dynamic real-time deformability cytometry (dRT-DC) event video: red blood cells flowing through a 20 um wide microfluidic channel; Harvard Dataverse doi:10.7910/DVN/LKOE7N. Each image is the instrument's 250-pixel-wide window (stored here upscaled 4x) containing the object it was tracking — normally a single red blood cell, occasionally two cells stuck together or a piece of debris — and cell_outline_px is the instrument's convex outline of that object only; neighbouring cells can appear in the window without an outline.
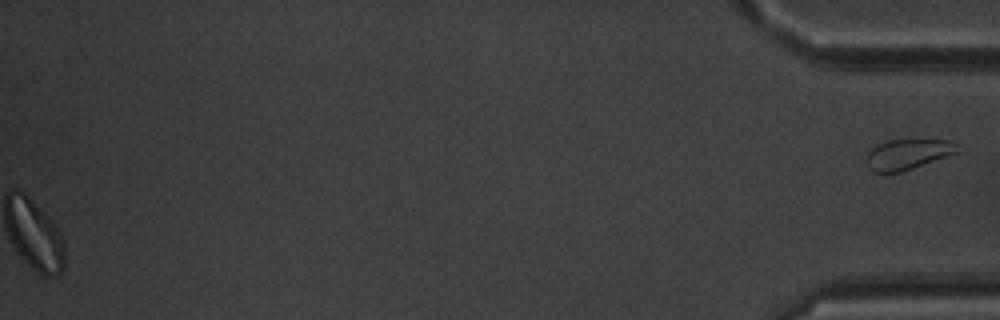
{"species": "common noctule bat (a hibernating species)", "species_latin": "Nyctalus noctula", "temperature_condition": "warm", "stored_images_in_passage": 40, "segment_of_instrument_passage": [2, 2], "camera_frame_rate_fps": 3000, "um_per_image_px": 0.085, "animal": {"sex": "male", "body_mass_g": 20.1, "forearm_length_mm": 53.5}, "frame": {"image": 1, "passage_image": 40, "time_ms": 13.0, "image_size_px": [1000, 320], "cell_outline_px": [[964, 152], [900, 172], [872, 172], [868, 168], [868, 152], [872, 148], [888, 140], [952, 140]], "centroid_in_image_um": [77.27, 13.11], "position_along_channel_um": 357.9, "area_um2": 16.24}}